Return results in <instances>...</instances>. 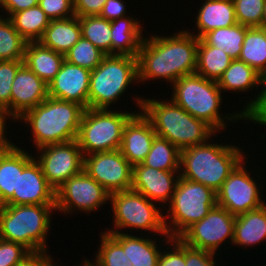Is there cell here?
<instances>
[{
    "label": "cell",
    "mask_w": 266,
    "mask_h": 266,
    "mask_svg": "<svg viewBox=\"0 0 266 266\" xmlns=\"http://www.w3.org/2000/svg\"><path fill=\"white\" fill-rule=\"evenodd\" d=\"M198 38L190 31L145 38L137 54L138 82L165 79L172 84L196 72Z\"/></svg>",
    "instance_id": "obj_1"
},
{
    "label": "cell",
    "mask_w": 266,
    "mask_h": 266,
    "mask_svg": "<svg viewBox=\"0 0 266 266\" xmlns=\"http://www.w3.org/2000/svg\"><path fill=\"white\" fill-rule=\"evenodd\" d=\"M136 103L151 122L156 135L167 139L179 150L206 143L216 134L205 121L193 117L172 100L137 97Z\"/></svg>",
    "instance_id": "obj_2"
},
{
    "label": "cell",
    "mask_w": 266,
    "mask_h": 266,
    "mask_svg": "<svg viewBox=\"0 0 266 266\" xmlns=\"http://www.w3.org/2000/svg\"><path fill=\"white\" fill-rule=\"evenodd\" d=\"M84 111L85 108L78 103L48 96L17 120L30 124L35 147L39 149L76 140Z\"/></svg>",
    "instance_id": "obj_3"
},
{
    "label": "cell",
    "mask_w": 266,
    "mask_h": 266,
    "mask_svg": "<svg viewBox=\"0 0 266 266\" xmlns=\"http://www.w3.org/2000/svg\"><path fill=\"white\" fill-rule=\"evenodd\" d=\"M244 154L236 145L213 144L209 141L185 148L180 150L179 176L217 192L235 167L244 160Z\"/></svg>",
    "instance_id": "obj_4"
},
{
    "label": "cell",
    "mask_w": 266,
    "mask_h": 266,
    "mask_svg": "<svg viewBox=\"0 0 266 266\" xmlns=\"http://www.w3.org/2000/svg\"><path fill=\"white\" fill-rule=\"evenodd\" d=\"M171 85H173V97L170 99L193 117L205 121L216 132L223 131L226 127V119L231 122L234 119L235 121L244 120V115L238 111L237 114L221 116L219 109L222 102V90L215 81L194 73L182 76Z\"/></svg>",
    "instance_id": "obj_5"
},
{
    "label": "cell",
    "mask_w": 266,
    "mask_h": 266,
    "mask_svg": "<svg viewBox=\"0 0 266 266\" xmlns=\"http://www.w3.org/2000/svg\"><path fill=\"white\" fill-rule=\"evenodd\" d=\"M55 205L0 206V238L22 244L30 252L46 251Z\"/></svg>",
    "instance_id": "obj_6"
},
{
    "label": "cell",
    "mask_w": 266,
    "mask_h": 266,
    "mask_svg": "<svg viewBox=\"0 0 266 266\" xmlns=\"http://www.w3.org/2000/svg\"><path fill=\"white\" fill-rule=\"evenodd\" d=\"M134 80L138 81L137 57L106 55L91 71L88 108L110 109Z\"/></svg>",
    "instance_id": "obj_7"
},
{
    "label": "cell",
    "mask_w": 266,
    "mask_h": 266,
    "mask_svg": "<svg viewBox=\"0 0 266 266\" xmlns=\"http://www.w3.org/2000/svg\"><path fill=\"white\" fill-rule=\"evenodd\" d=\"M216 205L217 194L212 188L179 177L168 205V215L164 216L168 235L172 238H179L190 226L202 220ZM167 216L170 218L168 222L171 223H167Z\"/></svg>",
    "instance_id": "obj_8"
},
{
    "label": "cell",
    "mask_w": 266,
    "mask_h": 266,
    "mask_svg": "<svg viewBox=\"0 0 266 266\" xmlns=\"http://www.w3.org/2000/svg\"><path fill=\"white\" fill-rule=\"evenodd\" d=\"M134 115L111 109H85L76 139L83 155L119 150L124 127Z\"/></svg>",
    "instance_id": "obj_9"
},
{
    "label": "cell",
    "mask_w": 266,
    "mask_h": 266,
    "mask_svg": "<svg viewBox=\"0 0 266 266\" xmlns=\"http://www.w3.org/2000/svg\"><path fill=\"white\" fill-rule=\"evenodd\" d=\"M112 211L114 214L113 228L107 233H118L119 229L131 228L160 233L165 239L170 237L167 233L164 215L157 209L154 202L145 195L134 190L117 191L110 194Z\"/></svg>",
    "instance_id": "obj_10"
},
{
    "label": "cell",
    "mask_w": 266,
    "mask_h": 266,
    "mask_svg": "<svg viewBox=\"0 0 266 266\" xmlns=\"http://www.w3.org/2000/svg\"><path fill=\"white\" fill-rule=\"evenodd\" d=\"M108 200L110 193L83 170L55 191V210L70 214L78 209L86 213L100 208Z\"/></svg>",
    "instance_id": "obj_11"
},
{
    "label": "cell",
    "mask_w": 266,
    "mask_h": 266,
    "mask_svg": "<svg viewBox=\"0 0 266 266\" xmlns=\"http://www.w3.org/2000/svg\"><path fill=\"white\" fill-rule=\"evenodd\" d=\"M35 158L18 147L17 192L5 205H55V190Z\"/></svg>",
    "instance_id": "obj_12"
},
{
    "label": "cell",
    "mask_w": 266,
    "mask_h": 266,
    "mask_svg": "<svg viewBox=\"0 0 266 266\" xmlns=\"http://www.w3.org/2000/svg\"><path fill=\"white\" fill-rule=\"evenodd\" d=\"M235 218L228 210L216 205L179 238L190 247L216 254L222 242L229 238L233 242Z\"/></svg>",
    "instance_id": "obj_13"
},
{
    "label": "cell",
    "mask_w": 266,
    "mask_h": 266,
    "mask_svg": "<svg viewBox=\"0 0 266 266\" xmlns=\"http://www.w3.org/2000/svg\"><path fill=\"white\" fill-rule=\"evenodd\" d=\"M40 164L49 185L56 191L67 179L83 171L84 155L77 140L38 149Z\"/></svg>",
    "instance_id": "obj_14"
},
{
    "label": "cell",
    "mask_w": 266,
    "mask_h": 266,
    "mask_svg": "<svg viewBox=\"0 0 266 266\" xmlns=\"http://www.w3.org/2000/svg\"><path fill=\"white\" fill-rule=\"evenodd\" d=\"M242 160L224 181L221 188L216 192L217 205L228 210L232 215L238 216L248 211L263 206L260 189L254 177L250 176L244 168Z\"/></svg>",
    "instance_id": "obj_15"
},
{
    "label": "cell",
    "mask_w": 266,
    "mask_h": 266,
    "mask_svg": "<svg viewBox=\"0 0 266 266\" xmlns=\"http://www.w3.org/2000/svg\"><path fill=\"white\" fill-rule=\"evenodd\" d=\"M83 170L110 194L131 190L133 166L120 150L84 156Z\"/></svg>",
    "instance_id": "obj_16"
},
{
    "label": "cell",
    "mask_w": 266,
    "mask_h": 266,
    "mask_svg": "<svg viewBox=\"0 0 266 266\" xmlns=\"http://www.w3.org/2000/svg\"><path fill=\"white\" fill-rule=\"evenodd\" d=\"M91 71L64 60L59 72L48 84L51 98L75 102L88 108Z\"/></svg>",
    "instance_id": "obj_17"
},
{
    "label": "cell",
    "mask_w": 266,
    "mask_h": 266,
    "mask_svg": "<svg viewBox=\"0 0 266 266\" xmlns=\"http://www.w3.org/2000/svg\"><path fill=\"white\" fill-rule=\"evenodd\" d=\"M178 174V171H163L143 163L136 164L133 166L131 189L145 195L150 201L169 204L180 177Z\"/></svg>",
    "instance_id": "obj_18"
},
{
    "label": "cell",
    "mask_w": 266,
    "mask_h": 266,
    "mask_svg": "<svg viewBox=\"0 0 266 266\" xmlns=\"http://www.w3.org/2000/svg\"><path fill=\"white\" fill-rule=\"evenodd\" d=\"M48 97V85L23 64L13 80L11 88V117L20 118Z\"/></svg>",
    "instance_id": "obj_19"
},
{
    "label": "cell",
    "mask_w": 266,
    "mask_h": 266,
    "mask_svg": "<svg viewBox=\"0 0 266 266\" xmlns=\"http://www.w3.org/2000/svg\"><path fill=\"white\" fill-rule=\"evenodd\" d=\"M156 136L151 122L143 113H135L124 127L119 150L132 166L140 164L145 160Z\"/></svg>",
    "instance_id": "obj_20"
},
{
    "label": "cell",
    "mask_w": 266,
    "mask_h": 266,
    "mask_svg": "<svg viewBox=\"0 0 266 266\" xmlns=\"http://www.w3.org/2000/svg\"><path fill=\"white\" fill-rule=\"evenodd\" d=\"M236 23L233 0H205L196 18L198 32L193 35L200 39L211 30L230 27Z\"/></svg>",
    "instance_id": "obj_21"
},
{
    "label": "cell",
    "mask_w": 266,
    "mask_h": 266,
    "mask_svg": "<svg viewBox=\"0 0 266 266\" xmlns=\"http://www.w3.org/2000/svg\"><path fill=\"white\" fill-rule=\"evenodd\" d=\"M142 28L140 21L131 16L111 21V55L137 57L144 40Z\"/></svg>",
    "instance_id": "obj_22"
},
{
    "label": "cell",
    "mask_w": 266,
    "mask_h": 266,
    "mask_svg": "<svg viewBox=\"0 0 266 266\" xmlns=\"http://www.w3.org/2000/svg\"><path fill=\"white\" fill-rule=\"evenodd\" d=\"M64 60V54L55 52L38 41L28 42L23 62L48 85L59 72Z\"/></svg>",
    "instance_id": "obj_23"
},
{
    "label": "cell",
    "mask_w": 266,
    "mask_h": 266,
    "mask_svg": "<svg viewBox=\"0 0 266 266\" xmlns=\"http://www.w3.org/2000/svg\"><path fill=\"white\" fill-rule=\"evenodd\" d=\"M82 37L79 17L51 20L39 42L55 52L66 54Z\"/></svg>",
    "instance_id": "obj_24"
},
{
    "label": "cell",
    "mask_w": 266,
    "mask_h": 266,
    "mask_svg": "<svg viewBox=\"0 0 266 266\" xmlns=\"http://www.w3.org/2000/svg\"><path fill=\"white\" fill-rule=\"evenodd\" d=\"M266 240V204L235 218L232 244L253 246Z\"/></svg>",
    "instance_id": "obj_25"
},
{
    "label": "cell",
    "mask_w": 266,
    "mask_h": 266,
    "mask_svg": "<svg viewBox=\"0 0 266 266\" xmlns=\"http://www.w3.org/2000/svg\"><path fill=\"white\" fill-rule=\"evenodd\" d=\"M110 234L122 245L132 266H158L161 251L154 239L132 236L122 231Z\"/></svg>",
    "instance_id": "obj_26"
},
{
    "label": "cell",
    "mask_w": 266,
    "mask_h": 266,
    "mask_svg": "<svg viewBox=\"0 0 266 266\" xmlns=\"http://www.w3.org/2000/svg\"><path fill=\"white\" fill-rule=\"evenodd\" d=\"M264 81L265 78L254 68L239 59H235L224 71L217 83L222 93H224L229 90L232 92L252 91V87H259V85L261 87Z\"/></svg>",
    "instance_id": "obj_27"
},
{
    "label": "cell",
    "mask_w": 266,
    "mask_h": 266,
    "mask_svg": "<svg viewBox=\"0 0 266 266\" xmlns=\"http://www.w3.org/2000/svg\"><path fill=\"white\" fill-rule=\"evenodd\" d=\"M232 61L233 59L221 48L210 46L201 38L198 40L196 74L218 82Z\"/></svg>",
    "instance_id": "obj_28"
},
{
    "label": "cell",
    "mask_w": 266,
    "mask_h": 266,
    "mask_svg": "<svg viewBox=\"0 0 266 266\" xmlns=\"http://www.w3.org/2000/svg\"><path fill=\"white\" fill-rule=\"evenodd\" d=\"M9 19L27 42H38L50 23V19L38 5L16 12Z\"/></svg>",
    "instance_id": "obj_29"
},
{
    "label": "cell",
    "mask_w": 266,
    "mask_h": 266,
    "mask_svg": "<svg viewBox=\"0 0 266 266\" xmlns=\"http://www.w3.org/2000/svg\"><path fill=\"white\" fill-rule=\"evenodd\" d=\"M238 59L254 68L266 79V29L251 27L246 30Z\"/></svg>",
    "instance_id": "obj_30"
},
{
    "label": "cell",
    "mask_w": 266,
    "mask_h": 266,
    "mask_svg": "<svg viewBox=\"0 0 266 266\" xmlns=\"http://www.w3.org/2000/svg\"><path fill=\"white\" fill-rule=\"evenodd\" d=\"M249 27L236 23L230 27L217 28L204 34L201 39L208 45L223 50L233 60L238 59L246 30Z\"/></svg>",
    "instance_id": "obj_31"
},
{
    "label": "cell",
    "mask_w": 266,
    "mask_h": 266,
    "mask_svg": "<svg viewBox=\"0 0 266 266\" xmlns=\"http://www.w3.org/2000/svg\"><path fill=\"white\" fill-rule=\"evenodd\" d=\"M18 146L11 143L0 152V206L5 205L17 192Z\"/></svg>",
    "instance_id": "obj_32"
},
{
    "label": "cell",
    "mask_w": 266,
    "mask_h": 266,
    "mask_svg": "<svg viewBox=\"0 0 266 266\" xmlns=\"http://www.w3.org/2000/svg\"><path fill=\"white\" fill-rule=\"evenodd\" d=\"M142 163L154 169L180 172V150L167 139L156 136Z\"/></svg>",
    "instance_id": "obj_33"
},
{
    "label": "cell",
    "mask_w": 266,
    "mask_h": 266,
    "mask_svg": "<svg viewBox=\"0 0 266 266\" xmlns=\"http://www.w3.org/2000/svg\"><path fill=\"white\" fill-rule=\"evenodd\" d=\"M82 38L111 55V21L99 15L79 17Z\"/></svg>",
    "instance_id": "obj_34"
},
{
    "label": "cell",
    "mask_w": 266,
    "mask_h": 266,
    "mask_svg": "<svg viewBox=\"0 0 266 266\" xmlns=\"http://www.w3.org/2000/svg\"><path fill=\"white\" fill-rule=\"evenodd\" d=\"M0 14V61L24 60L28 42L15 30L8 17Z\"/></svg>",
    "instance_id": "obj_35"
},
{
    "label": "cell",
    "mask_w": 266,
    "mask_h": 266,
    "mask_svg": "<svg viewBox=\"0 0 266 266\" xmlns=\"http://www.w3.org/2000/svg\"><path fill=\"white\" fill-rule=\"evenodd\" d=\"M100 242L94 262L97 266H132L122 245L110 233L103 232Z\"/></svg>",
    "instance_id": "obj_36"
},
{
    "label": "cell",
    "mask_w": 266,
    "mask_h": 266,
    "mask_svg": "<svg viewBox=\"0 0 266 266\" xmlns=\"http://www.w3.org/2000/svg\"><path fill=\"white\" fill-rule=\"evenodd\" d=\"M105 56L106 54L90 41L81 37L65 54V60L92 71L102 62Z\"/></svg>",
    "instance_id": "obj_37"
},
{
    "label": "cell",
    "mask_w": 266,
    "mask_h": 266,
    "mask_svg": "<svg viewBox=\"0 0 266 266\" xmlns=\"http://www.w3.org/2000/svg\"><path fill=\"white\" fill-rule=\"evenodd\" d=\"M23 60L0 61V111L8 118L11 116V88Z\"/></svg>",
    "instance_id": "obj_38"
},
{
    "label": "cell",
    "mask_w": 266,
    "mask_h": 266,
    "mask_svg": "<svg viewBox=\"0 0 266 266\" xmlns=\"http://www.w3.org/2000/svg\"><path fill=\"white\" fill-rule=\"evenodd\" d=\"M237 23L251 27H261L266 0H233Z\"/></svg>",
    "instance_id": "obj_39"
},
{
    "label": "cell",
    "mask_w": 266,
    "mask_h": 266,
    "mask_svg": "<svg viewBox=\"0 0 266 266\" xmlns=\"http://www.w3.org/2000/svg\"><path fill=\"white\" fill-rule=\"evenodd\" d=\"M173 243V244H172ZM171 244L167 252L161 251L158 257V266H186L185 243L180 238L167 237L165 245Z\"/></svg>",
    "instance_id": "obj_40"
},
{
    "label": "cell",
    "mask_w": 266,
    "mask_h": 266,
    "mask_svg": "<svg viewBox=\"0 0 266 266\" xmlns=\"http://www.w3.org/2000/svg\"><path fill=\"white\" fill-rule=\"evenodd\" d=\"M38 6L44 11L50 21L75 16L73 0H39Z\"/></svg>",
    "instance_id": "obj_41"
},
{
    "label": "cell",
    "mask_w": 266,
    "mask_h": 266,
    "mask_svg": "<svg viewBox=\"0 0 266 266\" xmlns=\"http://www.w3.org/2000/svg\"><path fill=\"white\" fill-rule=\"evenodd\" d=\"M262 88L258 96L247 103L246 107L240 112L244 115L245 120L266 126V79Z\"/></svg>",
    "instance_id": "obj_42"
},
{
    "label": "cell",
    "mask_w": 266,
    "mask_h": 266,
    "mask_svg": "<svg viewBox=\"0 0 266 266\" xmlns=\"http://www.w3.org/2000/svg\"><path fill=\"white\" fill-rule=\"evenodd\" d=\"M30 253L22 244L0 238V266H16Z\"/></svg>",
    "instance_id": "obj_43"
},
{
    "label": "cell",
    "mask_w": 266,
    "mask_h": 266,
    "mask_svg": "<svg viewBox=\"0 0 266 266\" xmlns=\"http://www.w3.org/2000/svg\"><path fill=\"white\" fill-rule=\"evenodd\" d=\"M211 252L196 249L185 244L186 266H216V259Z\"/></svg>",
    "instance_id": "obj_44"
},
{
    "label": "cell",
    "mask_w": 266,
    "mask_h": 266,
    "mask_svg": "<svg viewBox=\"0 0 266 266\" xmlns=\"http://www.w3.org/2000/svg\"><path fill=\"white\" fill-rule=\"evenodd\" d=\"M77 17L100 15L106 0H73Z\"/></svg>",
    "instance_id": "obj_45"
},
{
    "label": "cell",
    "mask_w": 266,
    "mask_h": 266,
    "mask_svg": "<svg viewBox=\"0 0 266 266\" xmlns=\"http://www.w3.org/2000/svg\"><path fill=\"white\" fill-rule=\"evenodd\" d=\"M126 9L125 3L122 0H106L99 16L108 21H113L125 17Z\"/></svg>",
    "instance_id": "obj_46"
},
{
    "label": "cell",
    "mask_w": 266,
    "mask_h": 266,
    "mask_svg": "<svg viewBox=\"0 0 266 266\" xmlns=\"http://www.w3.org/2000/svg\"><path fill=\"white\" fill-rule=\"evenodd\" d=\"M39 0H0V7L6 10L8 18L19 11L38 5Z\"/></svg>",
    "instance_id": "obj_47"
},
{
    "label": "cell",
    "mask_w": 266,
    "mask_h": 266,
    "mask_svg": "<svg viewBox=\"0 0 266 266\" xmlns=\"http://www.w3.org/2000/svg\"><path fill=\"white\" fill-rule=\"evenodd\" d=\"M52 261V257L46 251L31 252L16 266H48Z\"/></svg>",
    "instance_id": "obj_48"
},
{
    "label": "cell",
    "mask_w": 266,
    "mask_h": 266,
    "mask_svg": "<svg viewBox=\"0 0 266 266\" xmlns=\"http://www.w3.org/2000/svg\"><path fill=\"white\" fill-rule=\"evenodd\" d=\"M7 116L0 111V152L4 151L12 142L6 138V124Z\"/></svg>",
    "instance_id": "obj_49"
},
{
    "label": "cell",
    "mask_w": 266,
    "mask_h": 266,
    "mask_svg": "<svg viewBox=\"0 0 266 266\" xmlns=\"http://www.w3.org/2000/svg\"><path fill=\"white\" fill-rule=\"evenodd\" d=\"M261 28L266 29V3L264 6V12H263V17L261 20Z\"/></svg>",
    "instance_id": "obj_50"
},
{
    "label": "cell",
    "mask_w": 266,
    "mask_h": 266,
    "mask_svg": "<svg viewBox=\"0 0 266 266\" xmlns=\"http://www.w3.org/2000/svg\"><path fill=\"white\" fill-rule=\"evenodd\" d=\"M81 265L82 266H97L94 262L91 263L89 260H84L83 264H81ZM77 266H79V265H77Z\"/></svg>",
    "instance_id": "obj_51"
},
{
    "label": "cell",
    "mask_w": 266,
    "mask_h": 266,
    "mask_svg": "<svg viewBox=\"0 0 266 266\" xmlns=\"http://www.w3.org/2000/svg\"><path fill=\"white\" fill-rule=\"evenodd\" d=\"M48 266H56L54 265L53 261Z\"/></svg>",
    "instance_id": "obj_52"
}]
</instances>
